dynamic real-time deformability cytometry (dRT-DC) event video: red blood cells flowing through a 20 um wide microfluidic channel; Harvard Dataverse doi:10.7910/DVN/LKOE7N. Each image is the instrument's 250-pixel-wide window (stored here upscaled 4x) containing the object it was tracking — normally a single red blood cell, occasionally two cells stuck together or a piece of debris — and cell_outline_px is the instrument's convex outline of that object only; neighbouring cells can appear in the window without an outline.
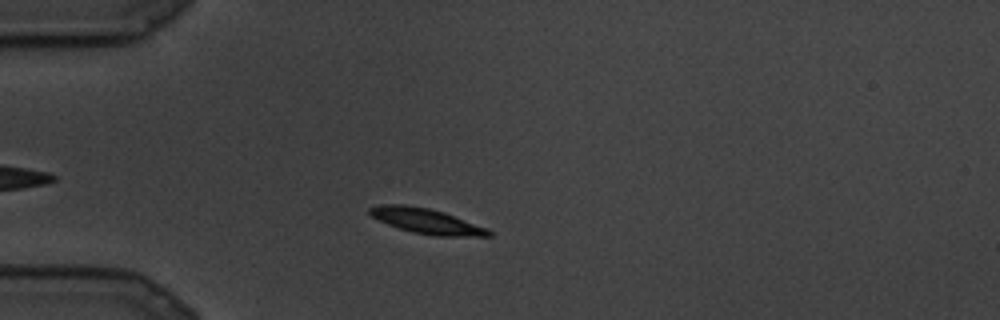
{"species": "common noctule bat (a hibernating species)", "species_latin": "Nyctalus noctula", "temperature_condition": "cold", "stored_images_in_passage": 12, "camera_frame_rate_fps": 3000, "um_per_image_px": 0.085, "animal": {"sex": "male", "body_mass_g": 19.5, "forearm_length_mm": 54.6}, "frame": {"image": 1, "passage_image": 3, "time_ms": 0.667, "image_size_px": [1000, 320], "cell_outline_px": [[492, 236], [436, 236], [412, 232], [388, 224], [372, 216], [368, 212], [368, 208], [384, 204], [404, 204], [428, 208], [444, 212], [488, 228], [492, 232]], "centroid_in_image_um": [36.28, 18.79], "position_along_channel_um": 48.7, "area_um2": 17.34}}
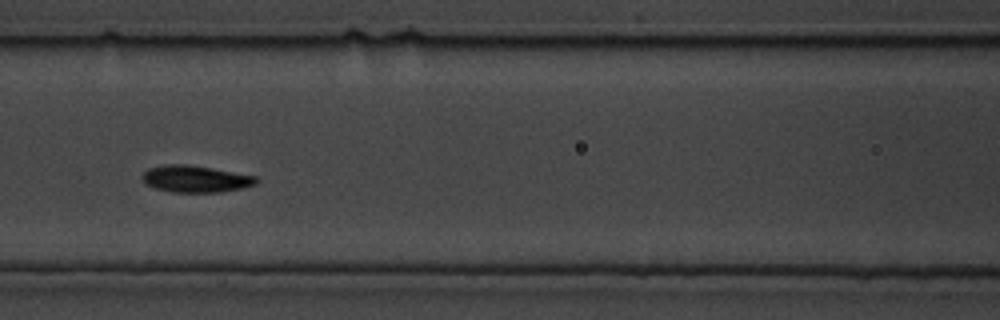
{"frame": {"image": 2, "passage_image": 8, "time_ms": 2.333, "image_size_px": [1000, 320], "cell_outline_px": [[260, 180], [256, 184], [240, 188], [220, 192], [172, 192], [156, 188], [144, 184], [140, 176], [148, 168], [164, 164], [184, 164], [212, 168], [256, 176]], "centroid_in_image_um": [16.58, 15.2], "position_along_channel_um": 150.0, "area_um2": 17.86}}
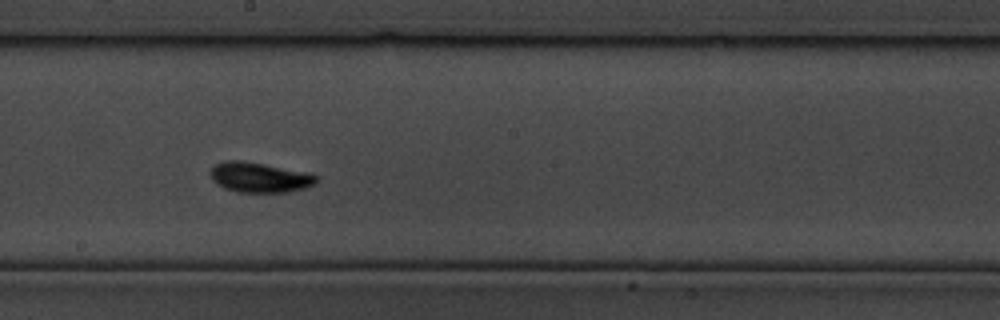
{"frame": {"image": 3, "passage_image": 11, "time_ms": 3.333, "image_size_px": [1000, 320], "cell_outline_px": [[316, 180], [312, 184], [304, 188], [288, 192], [236, 192], [224, 188], [216, 184], [212, 180], [208, 172], [216, 164], [224, 160], [244, 160], [308, 172], [316, 176]], "centroid_in_image_um": [21.99, 15.06], "position_along_channel_um": 226.2, "area_um2": 18.67}}